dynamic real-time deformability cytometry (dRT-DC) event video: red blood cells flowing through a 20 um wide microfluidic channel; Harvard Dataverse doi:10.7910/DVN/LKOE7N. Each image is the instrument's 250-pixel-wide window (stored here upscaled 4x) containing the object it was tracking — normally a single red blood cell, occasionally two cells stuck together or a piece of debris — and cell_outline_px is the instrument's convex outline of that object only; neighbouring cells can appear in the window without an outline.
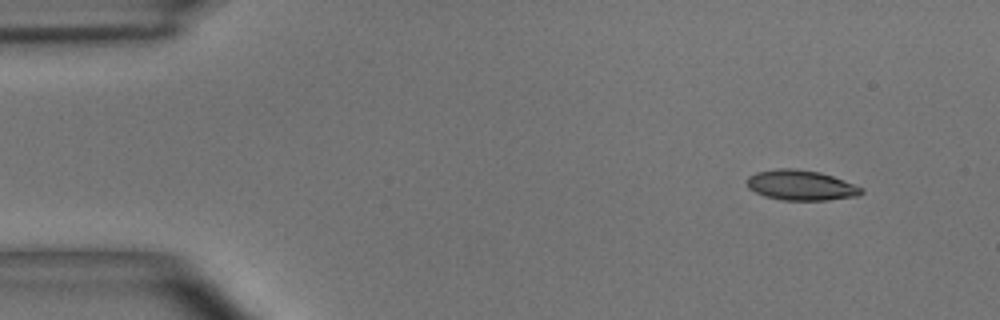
{"species": "common noctule bat (a hibernating species)", "species_latin": "Nyctalus noctula", "temperature_condition": "room temperature", "stored_images_in_passage": 51, "camera_frame_rate_fps": 3000, "um_per_image_px": 0.085, "animal": {"sex": "male", "body_mass_g": 15.6}, "frame": {"image": 1, "passage_image": 1, "time_ms": 0.0, "image_size_px": [1000, 320], "cell_outline_px": [[864, 192], [860, 196], [828, 200], [784, 200], [764, 196], [748, 188], [748, 176], [756, 172], [776, 168], [796, 168], [820, 172], [844, 180], [864, 188]], "centroid_in_image_um": [68.11, 15.74], "position_along_channel_um": 16.9, "area_um2": 20.29}}
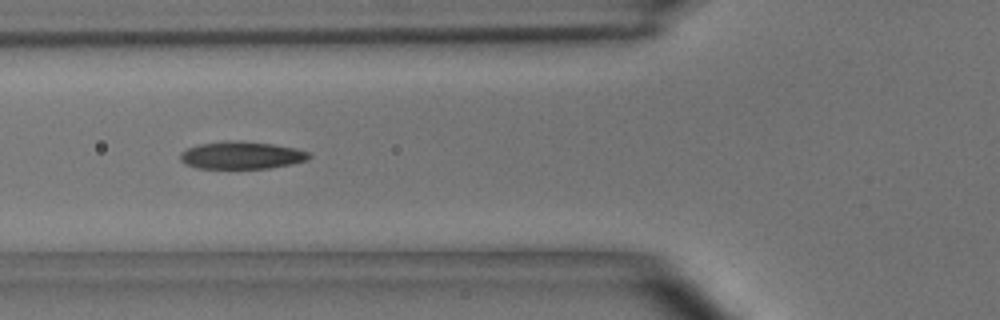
{"frame": {"image": 2, "passage_image": 16, "time_ms": 5.0, "image_size_px": [1000, 320], "cell_outline_px": [[312, 156], [308, 160], [292, 164], [268, 168], [196, 168], [184, 164], [180, 160], [180, 152], [188, 148], [200, 144], [224, 140], [236, 140], [272, 144], [296, 148], [308, 152]], "centroid_in_image_um": [20.52, 13.19], "position_along_channel_um": 105.3, "area_um2": 20.75}}
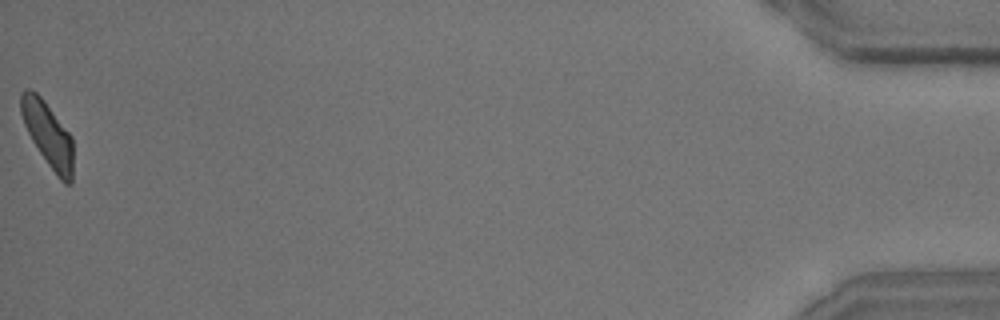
{"frame": {"image": 3, "passage_image": 51, "time_ms": 16.667, "image_size_px": [1000, 320], "cell_outline_px": [[72, 184], [64, 184], [60, 180], [48, 164], [32, 140], [24, 124], [20, 112], [20, 92], [24, 88], [28, 88], [36, 92], [44, 100], [72, 136]], "centroid_in_image_um": [4.06, 11.4], "position_along_channel_um": 431.1, "area_um2": 19.65}, "authors_computed_cell_mechanics": {"area_um2": 20.4034, "velocity_mm_per_s": 3.6167, "shape_relaxation_time_tau1_ms": 5.7896, "shape_relaxation_time_tau2_ms": 1.7976, "deformation_change_tau1": 0.1692, "deformation_change_tau2": 0.078}}